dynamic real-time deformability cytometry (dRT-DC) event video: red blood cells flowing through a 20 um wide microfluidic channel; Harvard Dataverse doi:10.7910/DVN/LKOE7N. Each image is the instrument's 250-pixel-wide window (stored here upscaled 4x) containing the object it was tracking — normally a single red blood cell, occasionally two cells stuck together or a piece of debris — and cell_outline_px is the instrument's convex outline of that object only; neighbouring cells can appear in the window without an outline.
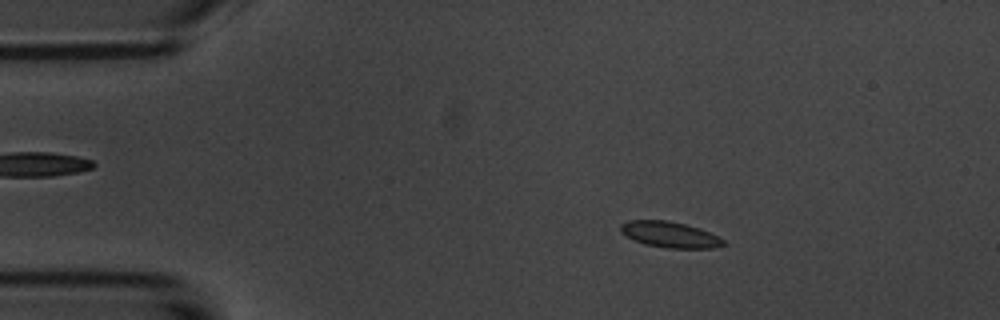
{"species": "common noctule bat (a hibernating species)", "species_latin": "Nyctalus noctula", "temperature_condition": "room temperature", "stored_images_in_passage": 4, "camera_frame_rate_fps": 3000, "um_per_image_px": 0.085, "animal": {"sex": "male", "body_mass_g": 20.1, "forearm_length_mm": 53.5}, "frame": {"image": 1, "passage_image": 1, "time_ms": 0.0, "image_size_px": [1000, 320], "cell_outline_px": [[728, 244], [712, 248], [668, 248], [644, 244], [620, 232], [620, 224], [628, 220], [668, 220], [700, 228], [720, 236]], "centroid_in_image_um": [56.98, 19.93], "position_along_channel_um": 28.0, "area_um2": 15.61}}
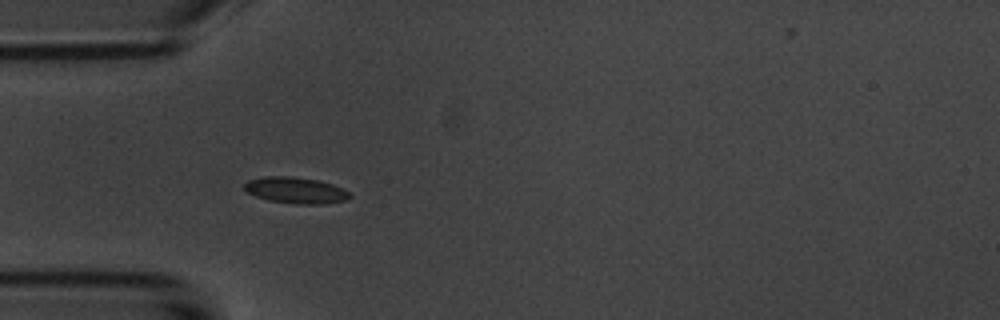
{"frame": {"image": 2, "passage_image": 3, "time_ms": 2.333, "image_size_px": [1000, 320], "cell_outline_px": [[352, 196], [348, 200], [324, 204], [296, 204], [268, 200], [256, 196], [248, 192], [244, 188], [244, 184], [248, 180], [264, 176], [288, 176], [316, 180], [332, 184], [348, 192]], "centroid_in_image_um": [25.13, 16.18], "position_along_channel_um": 59.9, "area_um2": 16.01}}
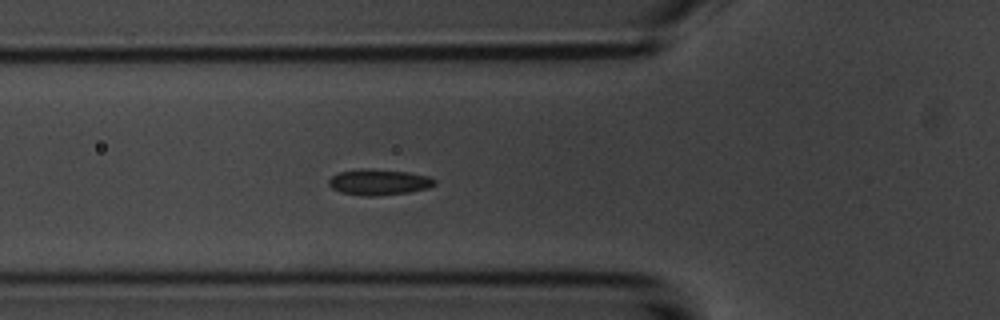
{"frame": {"image": 3, "passage_image": 4, "time_ms": 3.333, "image_size_px": [1000, 320], "cell_outline_px": [[436, 184], [428, 188], [408, 192], [372, 196], [364, 196], [340, 192], [332, 188], [328, 184], [328, 180], [332, 176], [340, 172], [360, 168], [368, 168], [408, 172], [428, 176], [436, 180]], "centroid_in_image_um": [32.19, 15.47], "position_along_channel_um": 93.6, "area_um2": 15.95}}